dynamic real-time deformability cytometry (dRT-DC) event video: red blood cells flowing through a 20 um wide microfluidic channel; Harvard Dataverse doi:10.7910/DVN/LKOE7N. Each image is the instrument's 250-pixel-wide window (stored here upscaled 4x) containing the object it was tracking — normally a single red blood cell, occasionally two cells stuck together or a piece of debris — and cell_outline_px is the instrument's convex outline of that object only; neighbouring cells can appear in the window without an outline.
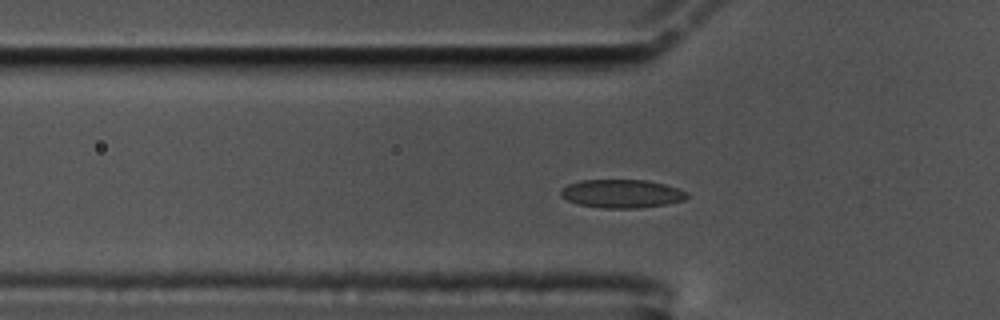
{"species": "common noctule bat (a hibernating species)", "species_latin": "Nyctalus noctula", "temperature_condition": "cold", "stored_images_in_passage": 45, "camera_frame_rate_fps": 3000, "um_per_image_px": 0.085, "animal": {"sex": "male", "body_mass_g": 17.5, "forearm_length_mm": 52.3}, "frame": {"image": 1, "passage_image": 4, "time_ms": 1.0, "image_size_px": [1000, 320], "cell_outline_px": [[688, 196], [684, 200], [664, 204], [636, 208], [604, 208], [580, 204], [568, 200], [560, 196], [560, 188], [568, 184], [580, 180], [648, 180], [664, 184], [688, 192]], "centroid_in_image_um": [52.82, 16.45], "position_along_channel_um": 73.0, "area_um2": 20.75}}
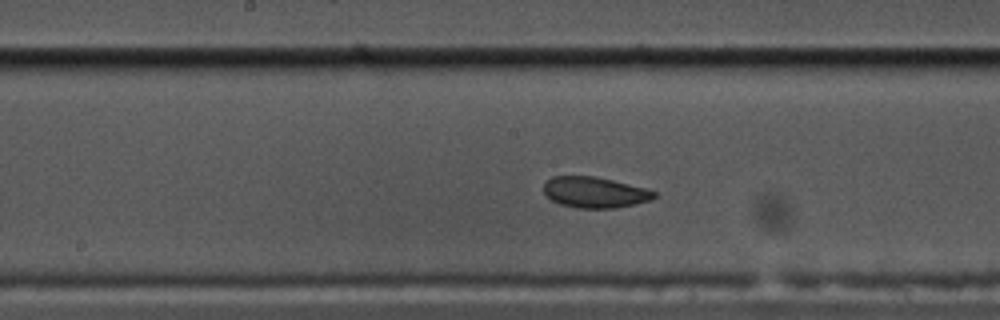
{"frame": {"image": 2, "passage_image": 15, "time_ms": 4.667, "image_size_px": [1000, 320], "cell_outline_px": [[656, 196], [652, 200], [636, 204], [616, 208], [576, 208], [560, 204], [552, 200], [544, 192], [544, 184], [552, 176], [596, 176], [644, 188], [656, 192]], "centroid_in_image_um": [50.56, 16.35], "position_along_channel_um": 197.6, "area_um2": 19.83}}
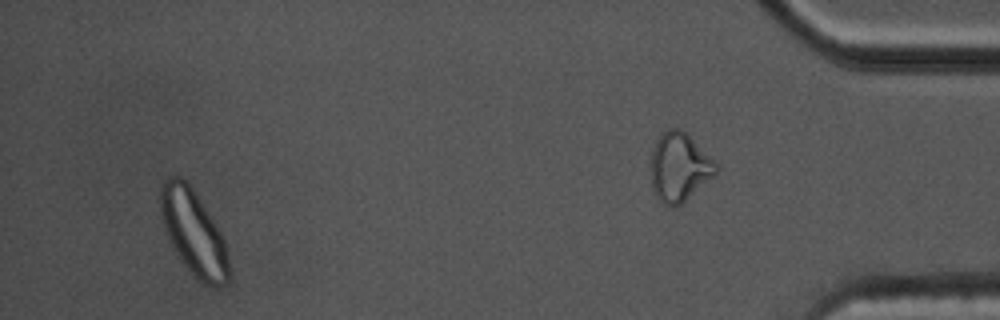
{"frame": {"image": 3, "passage_image": 41, "time_ms": 13.333, "image_size_px": [1000, 320], "cell_outline_px": [[232, 272], [228, 284], [220, 288], [216, 288], [204, 284], [196, 280], [180, 260], [164, 228], [160, 212], [160, 184], [168, 176], [180, 176], [192, 188], [212, 220], [224, 240]], "centroid_in_image_um": [16.47, 19.85], "position_along_channel_um": 418.7, "area_um2": 34.1}, "authors_computed_cell_mechanics": {"area_um2": 20.808, "velocity_mm_per_s": 3.4089, "shape_relaxation_time_tau1_ms": 5.1235, "shape_relaxation_time_tau2_ms": 1.6478, "deformation_change_tau1": 0.109, "deformation_change_tau2": 0.0619}}